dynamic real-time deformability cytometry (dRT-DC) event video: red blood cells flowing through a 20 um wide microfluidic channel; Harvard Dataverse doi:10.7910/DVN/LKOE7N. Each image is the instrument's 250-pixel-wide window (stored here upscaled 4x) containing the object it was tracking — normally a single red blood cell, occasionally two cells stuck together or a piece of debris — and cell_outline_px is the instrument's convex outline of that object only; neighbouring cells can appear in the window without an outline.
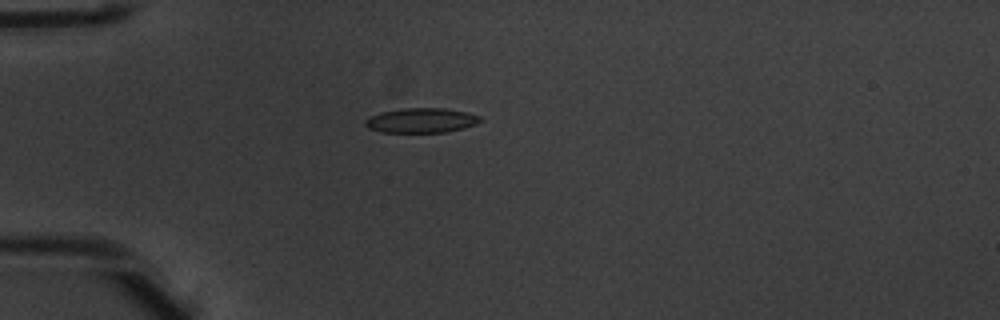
{"species": "common noctule bat (a hibernating species)", "species_latin": "Nyctalus noctula", "temperature_condition": "warm", "stored_images_in_passage": 2, "camera_frame_rate_fps": 3000, "um_per_image_px": 0.085, "animal": {"sex": "male", "body_mass_g": 20.1, "forearm_length_mm": 53.5}, "frame": {"image": 1, "passage_image": 1, "time_ms": 0.0, "image_size_px": [1000, 320], "cell_outline_px": [[484, 120], [476, 124], [464, 128], [444, 132], [380, 132], [368, 128], [364, 124], [364, 120], [380, 112], [404, 108], [444, 108], [468, 112], [480, 116]], "centroid_in_image_um": [35.83, 10.23], "position_along_channel_um": 49.2, "area_um2": 16.65}}